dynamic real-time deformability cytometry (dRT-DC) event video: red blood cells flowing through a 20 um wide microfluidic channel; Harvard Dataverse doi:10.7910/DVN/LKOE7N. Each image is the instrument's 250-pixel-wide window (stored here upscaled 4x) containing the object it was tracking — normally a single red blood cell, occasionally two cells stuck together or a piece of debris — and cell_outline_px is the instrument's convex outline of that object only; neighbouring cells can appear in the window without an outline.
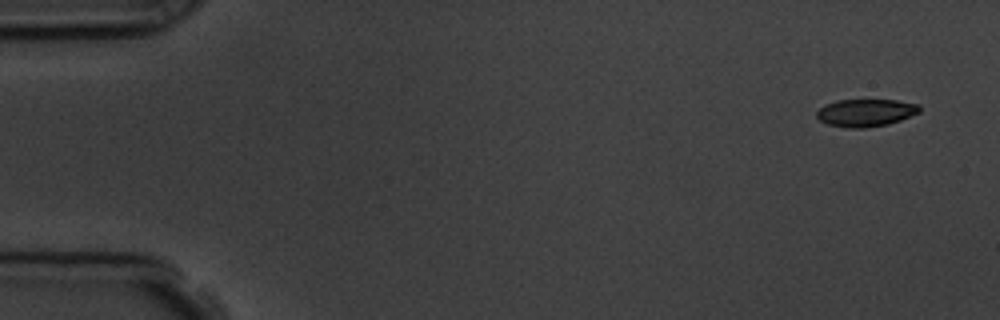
{"species": "common noctule bat (a hibernating species)", "species_latin": "Nyctalus noctula", "temperature_condition": "room temperature", "stored_images_in_passage": 6, "camera_frame_rate_fps": 3000, "um_per_image_px": 0.085, "animal": {"sex": "male", "body_mass_g": 19.5, "forearm_length_mm": 54.6}, "frame": {"image": 1, "passage_image": 1, "time_ms": 0.0, "image_size_px": [1000, 320], "cell_outline_px": [[920, 112], [900, 120], [888, 124], [864, 128], [848, 128], [828, 124], [820, 120], [816, 116], [816, 112], [824, 104], [836, 100], [896, 100], [920, 104]], "centroid_in_image_um": [73.58, 9.57], "position_along_channel_um": 11.4, "area_um2": 16.53}}
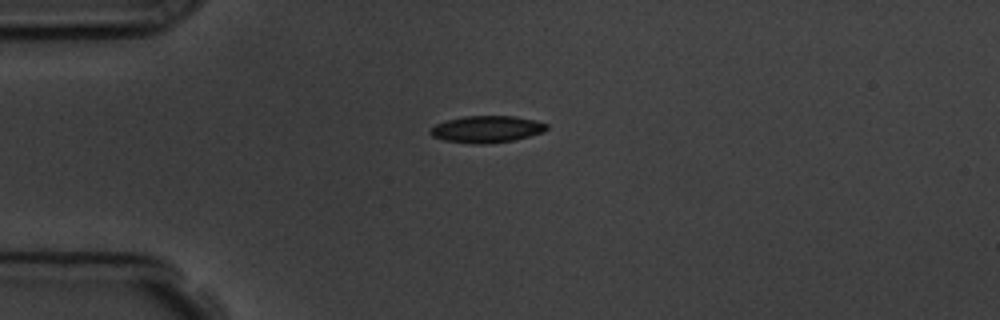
{"frame": {"image": 2, "passage_image": 4, "time_ms": 3.667, "image_size_px": [1000, 320], "cell_outline_px": [[548, 128], [544, 132], [512, 140], [484, 144], [476, 144], [444, 140], [432, 136], [428, 132], [436, 124], [448, 120], [464, 116], [516, 116], [536, 120], [548, 124]], "centroid_in_image_um": [41.39, 10.97], "position_along_channel_um": 43.6, "area_um2": 18.09}}
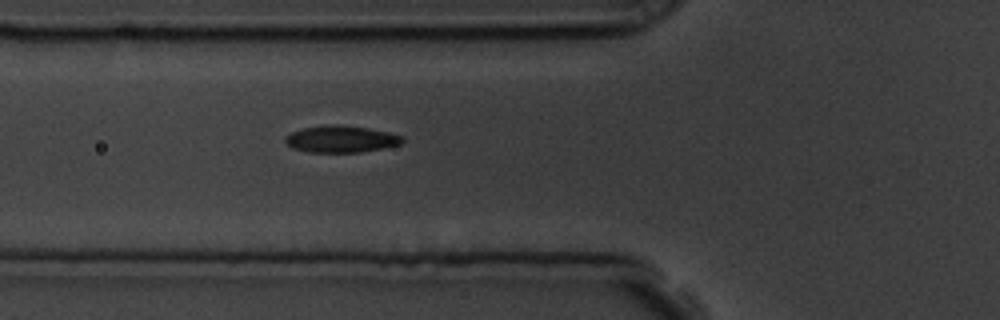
{"frame": {"image": 3, "passage_image": 6, "time_ms": 5.667, "image_size_px": [1000, 320], "cell_outline_px": [[404, 140], [400, 144], [360, 152], [308, 152], [292, 148], [284, 140], [284, 136], [292, 132], [304, 128], [332, 124], [340, 124], [368, 128], [388, 132], [404, 136]], "centroid_in_image_um": [28.97, 11.81], "position_along_channel_um": 96.8, "area_um2": 18.21}}